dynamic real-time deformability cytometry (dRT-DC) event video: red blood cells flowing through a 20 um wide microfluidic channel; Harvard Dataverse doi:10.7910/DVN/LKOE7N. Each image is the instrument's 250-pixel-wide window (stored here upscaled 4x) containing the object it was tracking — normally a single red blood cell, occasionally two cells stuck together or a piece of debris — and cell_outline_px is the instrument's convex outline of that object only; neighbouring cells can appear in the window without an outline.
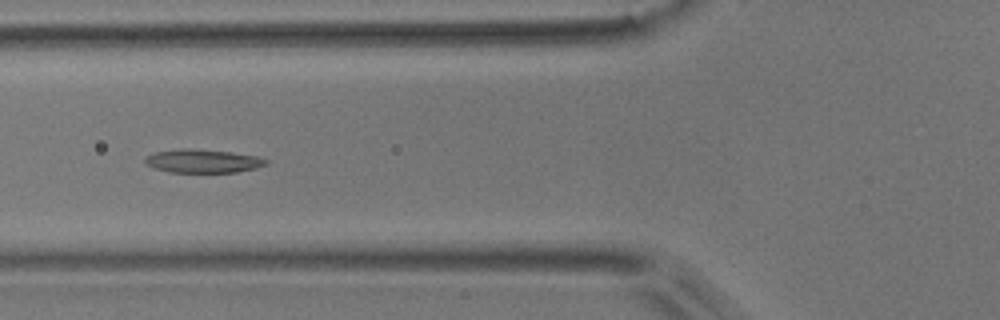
{"species": "common noctule bat (a hibernating species)", "species_latin": "Nyctalus noctula", "temperature_condition": "room temperature", "stored_images_in_passage": 8, "camera_frame_rate_fps": 3000, "um_per_image_px": 0.085, "animal": {"sex": "male", "body_mass_g": 17.9}, "frame": {"image": 1, "passage_image": 3, "time_ms": 0.667, "image_size_px": [1000, 320], "cell_outline_px": [[268, 164], [256, 168], [236, 172], [168, 172], [152, 168], [144, 164], [144, 160], [148, 156], [156, 152], [180, 148], [188, 148], [232, 152], [256, 156], [268, 160]], "centroid_in_image_um": [17.22, 13.69], "position_along_channel_um": 108.6, "area_um2": 16.59}}
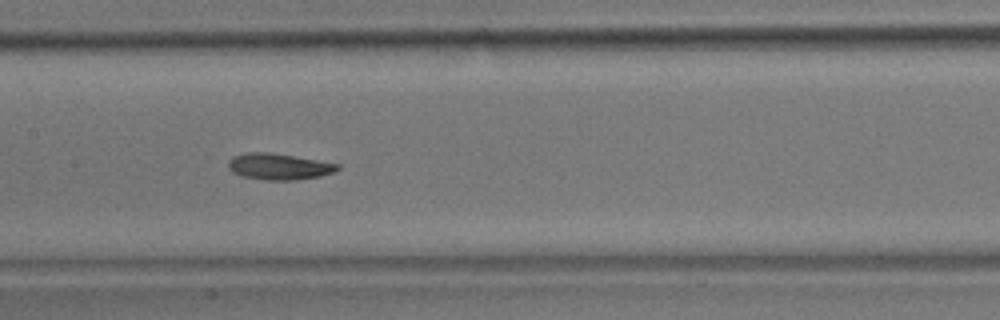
{"frame": {"image": 2, "passage_image": 5, "time_ms": 1.333, "image_size_px": [1000, 320], "cell_outline_px": [[340, 168], [332, 172], [320, 176], [296, 180], [264, 180], [240, 176], [232, 172], [228, 168], [228, 160], [232, 156], [248, 152], [268, 152], [340, 164]], "centroid_in_image_um": [23.65, 14.16], "position_along_channel_um": 183.8, "area_um2": 16.7}}
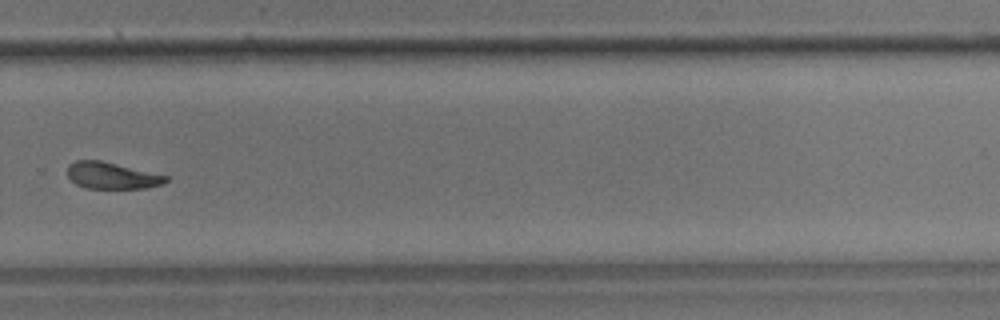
{"frame": {"image": 3, "passage_image": 8, "time_ms": 2.333, "image_size_px": [1000, 320], "cell_outline_px": [[168, 180], [164, 184], [144, 188], [88, 188], [76, 184], [68, 176], [68, 164], [76, 160], [100, 160], [168, 176]], "centroid_in_image_um": [9.5, 14.92], "position_along_channel_um": 320.3, "area_um2": 15.09}}